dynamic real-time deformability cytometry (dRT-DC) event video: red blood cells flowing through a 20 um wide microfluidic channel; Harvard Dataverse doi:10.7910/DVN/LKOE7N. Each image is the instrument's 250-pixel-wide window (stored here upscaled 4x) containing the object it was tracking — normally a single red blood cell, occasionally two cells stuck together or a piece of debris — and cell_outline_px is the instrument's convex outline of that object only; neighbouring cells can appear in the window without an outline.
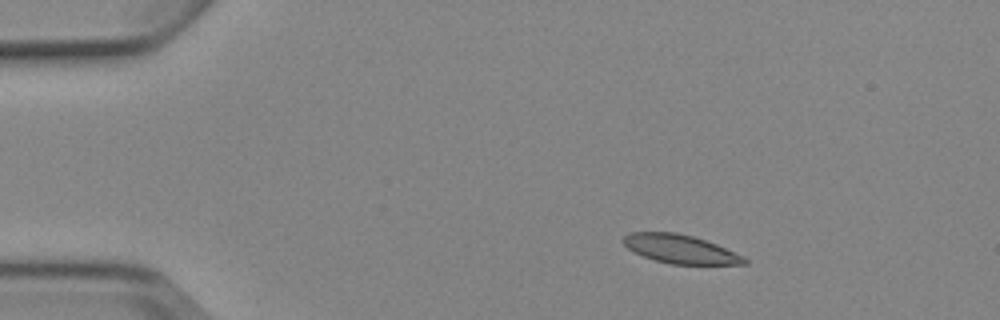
{"species": "Egyptian fruit bat (a non-hibernating species)", "species_latin": "Rousettus aegyptiacus", "temperature_condition": "cold", "stored_images_in_passage": 4, "camera_frame_rate_fps": 3000, "um_per_image_px": 0.085, "animal": {"sex": "female"}, "frame": {"image": 1, "passage_image": 2, "time_ms": 1.333, "image_size_px": [1000, 320], "cell_outline_px": [[748, 264], [672, 264], [656, 260], [644, 256], [628, 248], [620, 240], [624, 236], [632, 232], [676, 232], [692, 236], [716, 244], [744, 256], [748, 260]], "centroid_in_image_um": [57.83, 21.16], "position_along_channel_um": 27.2, "area_um2": 20.0}}
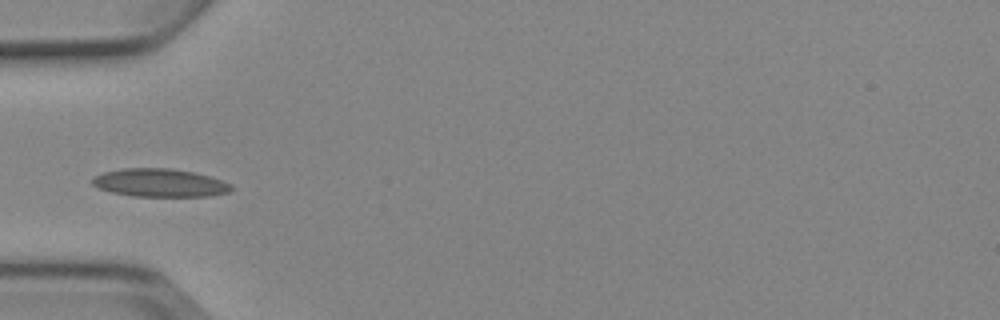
{"frame": {"image": 2, "passage_image": 4, "time_ms": 4.333, "image_size_px": [1000, 320], "cell_outline_px": [[232, 188], [228, 192], [208, 196], [132, 196], [112, 192], [100, 188], [92, 184], [92, 180], [96, 176], [104, 172], [124, 168], [172, 168], [196, 172], [232, 184]], "centroid_in_image_um": [13.6, 15.53], "position_along_channel_um": 71.4, "area_um2": 22.6}}